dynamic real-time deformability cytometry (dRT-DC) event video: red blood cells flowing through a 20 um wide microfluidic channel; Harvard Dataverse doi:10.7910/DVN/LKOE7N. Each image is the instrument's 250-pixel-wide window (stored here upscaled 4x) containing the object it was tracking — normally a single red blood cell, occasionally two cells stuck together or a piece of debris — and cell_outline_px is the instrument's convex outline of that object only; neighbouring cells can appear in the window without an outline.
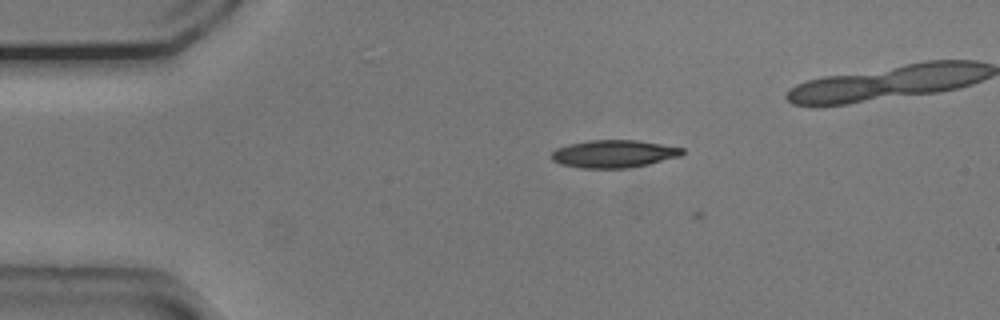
{"species": "common noctule bat (a hibernating species)", "species_latin": "Nyctalus noctula", "temperature_condition": "cold", "stored_images_in_passage": 6, "camera_frame_rate_fps": 3000, "um_per_image_px": 0.085, "animal": {"sex": "male", "body_mass_g": 20.5, "forearm_length_mm": 52.5}, "frame": {"image": 1, "passage_image": 5, "time_ms": 1.333, "image_size_px": [1000, 320], "cell_outline_px": [[684, 152], [680, 156], [648, 164], [628, 168], [580, 168], [560, 164], [552, 160], [552, 152], [556, 148], [568, 144], [588, 140], [636, 140], [684, 148]], "centroid_in_image_um": [52.15, 13.07], "position_along_channel_um": 32.9, "area_um2": 21.04}}